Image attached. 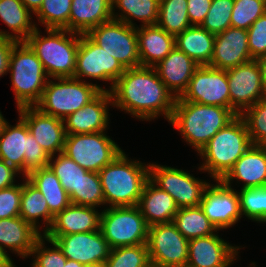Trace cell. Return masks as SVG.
I'll return each mask as SVG.
<instances>
[{
    "label": "cell",
    "instance_id": "1",
    "mask_svg": "<svg viewBox=\"0 0 266 267\" xmlns=\"http://www.w3.org/2000/svg\"><path fill=\"white\" fill-rule=\"evenodd\" d=\"M109 92L113 107L142 121H151L160 115L168 122L172 118L176 97L160 80L154 67L125 69Z\"/></svg>",
    "mask_w": 266,
    "mask_h": 267
},
{
    "label": "cell",
    "instance_id": "2",
    "mask_svg": "<svg viewBox=\"0 0 266 267\" xmlns=\"http://www.w3.org/2000/svg\"><path fill=\"white\" fill-rule=\"evenodd\" d=\"M236 117L229 108L183 101L177 97L170 124L199 153L220 129Z\"/></svg>",
    "mask_w": 266,
    "mask_h": 267
},
{
    "label": "cell",
    "instance_id": "3",
    "mask_svg": "<svg viewBox=\"0 0 266 267\" xmlns=\"http://www.w3.org/2000/svg\"><path fill=\"white\" fill-rule=\"evenodd\" d=\"M105 204L109 207L137 206L149 180V163L128 159L123 151L98 172Z\"/></svg>",
    "mask_w": 266,
    "mask_h": 267
},
{
    "label": "cell",
    "instance_id": "4",
    "mask_svg": "<svg viewBox=\"0 0 266 267\" xmlns=\"http://www.w3.org/2000/svg\"><path fill=\"white\" fill-rule=\"evenodd\" d=\"M42 36L38 27L24 42L42 62L47 76L53 78H73L80 33L66 29H46Z\"/></svg>",
    "mask_w": 266,
    "mask_h": 267
},
{
    "label": "cell",
    "instance_id": "5",
    "mask_svg": "<svg viewBox=\"0 0 266 267\" xmlns=\"http://www.w3.org/2000/svg\"><path fill=\"white\" fill-rule=\"evenodd\" d=\"M252 146L246 124L238 115L198 153L204 160L198 169L208 172L214 180H221Z\"/></svg>",
    "mask_w": 266,
    "mask_h": 267
},
{
    "label": "cell",
    "instance_id": "6",
    "mask_svg": "<svg viewBox=\"0 0 266 267\" xmlns=\"http://www.w3.org/2000/svg\"><path fill=\"white\" fill-rule=\"evenodd\" d=\"M7 73H10L17 109L34 107L39 102L49 77L42 62L24 41L13 46Z\"/></svg>",
    "mask_w": 266,
    "mask_h": 267
},
{
    "label": "cell",
    "instance_id": "7",
    "mask_svg": "<svg viewBox=\"0 0 266 267\" xmlns=\"http://www.w3.org/2000/svg\"><path fill=\"white\" fill-rule=\"evenodd\" d=\"M53 80L48 79L35 107L46 115L63 120L92 101L101 91H109L85 79L83 81L76 78H53Z\"/></svg>",
    "mask_w": 266,
    "mask_h": 267
},
{
    "label": "cell",
    "instance_id": "8",
    "mask_svg": "<svg viewBox=\"0 0 266 267\" xmlns=\"http://www.w3.org/2000/svg\"><path fill=\"white\" fill-rule=\"evenodd\" d=\"M0 159L13 166L24 177L33 170L47 167L50 156L36 142L25 121L19 116L14 126L6 121L2 128Z\"/></svg>",
    "mask_w": 266,
    "mask_h": 267
},
{
    "label": "cell",
    "instance_id": "9",
    "mask_svg": "<svg viewBox=\"0 0 266 267\" xmlns=\"http://www.w3.org/2000/svg\"><path fill=\"white\" fill-rule=\"evenodd\" d=\"M101 212L100 230L111 249L147 244L149 226L138 206L107 207Z\"/></svg>",
    "mask_w": 266,
    "mask_h": 267
},
{
    "label": "cell",
    "instance_id": "10",
    "mask_svg": "<svg viewBox=\"0 0 266 267\" xmlns=\"http://www.w3.org/2000/svg\"><path fill=\"white\" fill-rule=\"evenodd\" d=\"M123 150L105 132L66 135L63 152L87 171L99 172Z\"/></svg>",
    "mask_w": 266,
    "mask_h": 267
},
{
    "label": "cell",
    "instance_id": "11",
    "mask_svg": "<svg viewBox=\"0 0 266 267\" xmlns=\"http://www.w3.org/2000/svg\"><path fill=\"white\" fill-rule=\"evenodd\" d=\"M86 35L125 69L141 66L135 27L112 18L91 28Z\"/></svg>",
    "mask_w": 266,
    "mask_h": 267
},
{
    "label": "cell",
    "instance_id": "12",
    "mask_svg": "<svg viewBox=\"0 0 266 267\" xmlns=\"http://www.w3.org/2000/svg\"><path fill=\"white\" fill-rule=\"evenodd\" d=\"M149 180L169 193L179 208L200 206L204 190L210 184L188 171L154 163H149Z\"/></svg>",
    "mask_w": 266,
    "mask_h": 267
},
{
    "label": "cell",
    "instance_id": "13",
    "mask_svg": "<svg viewBox=\"0 0 266 267\" xmlns=\"http://www.w3.org/2000/svg\"><path fill=\"white\" fill-rule=\"evenodd\" d=\"M147 247L152 267H186L188 240L173 222L149 226Z\"/></svg>",
    "mask_w": 266,
    "mask_h": 267
},
{
    "label": "cell",
    "instance_id": "14",
    "mask_svg": "<svg viewBox=\"0 0 266 267\" xmlns=\"http://www.w3.org/2000/svg\"><path fill=\"white\" fill-rule=\"evenodd\" d=\"M124 71L125 68L118 60L94 43L86 34H80L73 78L82 80L84 77H89L105 82L110 81L111 90Z\"/></svg>",
    "mask_w": 266,
    "mask_h": 267
},
{
    "label": "cell",
    "instance_id": "15",
    "mask_svg": "<svg viewBox=\"0 0 266 267\" xmlns=\"http://www.w3.org/2000/svg\"><path fill=\"white\" fill-rule=\"evenodd\" d=\"M180 98L183 101L230 109L226 70L213 68L208 65L199 66Z\"/></svg>",
    "mask_w": 266,
    "mask_h": 267
},
{
    "label": "cell",
    "instance_id": "16",
    "mask_svg": "<svg viewBox=\"0 0 266 267\" xmlns=\"http://www.w3.org/2000/svg\"><path fill=\"white\" fill-rule=\"evenodd\" d=\"M226 72L229 85L230 109L237 116L266 97L257 60L252 59L235 68L228 69Z\"/></svg>",
    "mask_w": 266,
    "mask_h": 267
},
{
    "label": "cell",
    "instance_id": "17",
    "mask_svg": "<svg viewBox=\"0 0 266 267\" xmlns=\"http://www.w3.org/2000/svg\"><path fill=\"white\" fill-rule=\"evenodd\" d=\"M53 240L67 259L85 267L106 262L111 248L101 230L69 235H45Z\"/></svg>",
    "mask_w": 266,
    "mask_h": 267
},
{
    "label": "cell",
    "instance_id": "18",
    "mask_svg": "<svg viewBox=\"0 0 266 267\" xmlns=\"http://www.w3.org/2000/svg\"><path fill=\"white\" fill-rule=\"evenodd\" d=\"M209 184L204 190L200 207L207 218L219 230L233 227L242 218L236 189L221 180Z\"/></svg>",
    "mask_w": 266,
    "mask_h": 267
},
{
    "label": "cell",
    "instance_id": "19",
    "mask_svg": "<svg viewBox=\"0 0 266 267\" xmlns=\"http://www.w3.org/2000/svg\"><path fill=\"white\" fill-rule=\"evenodd\" d=\"M19 116L25 121L29 132L49 156L62 153L66 131L64 120L46 115L34 107L18 109Z\"/></svg>",
    "mask_w": 266,
    "mask_h": 267
},
{
    "label": "cell",
    "instance_id": "20",
    "mask_svg": "<svg viewBox=\"0 0 266 267\" xmlns=\"http://www.w3.org/2000/svg\"><path fill=\"white\" fill-rule=\"evenodd\" d=\"M239 249L216 233L189 240L186 267H230Z\"/></svg>",
    "mask_w": 266,
    "mask_h": 267
},
{
    "label": "cell",
    "instance_id": "21",
    "mask_svg": "<svg viewBox=\"0 0 266 267\" xmlns=\"http://www.w3.org/2000/svg\"><path fill=\"white\" fill-rule=\"evenodd\" d=\"M109 105L113 106L109 91H101L84 107L64 119L66 135L105 132L109 124Z\"/></svg>",
    "mask_w": 266,
    "mask_h": 267
},
{
    "label": "cell",
    "instance_id": "22",
    "mask_svg": "<svg viewBox=\"0 0 266 267\" xmlns=\"http://www.w3.org/2000/svg\"><path fill=\"white\" fill-rule=\"evenodd\" d=\"M251 60L247 30L229 27L215 35L213 54L208 66L228 70Z\"/></svg>",
    "mask_w": 266,
    "mask_h": 267
},
{
    "label": "cell",
    "instance_id": "23",
    "mask_svg": "<svg viewBox=\"0 0 266 267\" xmlns=\"http://www.w3.org/2000/svg\"><path fill=\"white\" fill-rule=\"evenodd\" d=\"M199 65L184 52L175 48L154 66L160 80L177 98L187 89Z\"/></svg>",
    "mask_w": 266,
    "mask_h": 267
},
{
    "label": "cell",
    "instance_id": "24",
    "mask_svg": "<svg viewBox=\"0 0 266 267\" xmlns=\"http://www.w3.org/2000/svg\"><path fill=\"white\" fill-rule=\"evenodd\" d=\"M233 179L243 182L242 189L266 186V147L249 148L221 181L231 187Z\"/></svg>",
    "mask_w": 266,
    "mask_h": 267
},
{
    "label": "cell",
    "instance_id": "25",
    "mask_svg": "<svg viewBox=\"0 0 266 267\" xmlns=\"http://www.w3.org/2000/svg\"><path fill=\"white\" fill-rule=\"evenodd\" d=\"M101 214L95 207L70 204L58 213L44 235H69L100 230Z\"/></svg>",
    "mask_w": 266,
    "mask_h": 267
},
{
    "label": "cell",
    "instance_id": "26",
    "mask_svg": "<svg viewBox=\"0 0 266 267\" xmlns=\"http://www.w3.org/2000/svg\"><path fill=\"white\" fill-rule=\"evenodd\" d=\"M43 233L23 220L21 216L0 219V248L28 258L32 248Z\"/></svg>",
    "mask_w": 266,
    "mask_h": 267
},
{
    "label": "cell",
    "instance_id": "27",
    "mask_svg": "<svg viewBox=\"0 0 266 267\" xmlns=\"http://www.w3.org/2000/svg\"><path fill=\"white\" fill-rule=\"evenodd\" d=\"M139 27L136 31L141 66L154 67L175 48V36L157 25Z\"/></svg>",
    "mask_w": 266,
    "mask_h": 267
},
{
    "label": "cell",
    "instance_id": "28",
    "mask_svg": "<svg viewBox=\"0 0 266 267\" xmlns=\"http://www.w3.org/2000/svg\"><path fill=\"white\" fill-rule=\"evenodd\" d=\"M137 206L148 226L173 222L179 209L173 197L150 180L146 182Z\"/></svg>",
    "mask_w": 266,
    "mask_h": 267
},
{
    "label": "cell",
    "instance_id": "29",
    "mask_svg": "<svg viewBox=\"0 0 266 267\" xmlns=\"http://www.w3.org/2000/svg\"><path fill=\"white\" fill-rule=\"evenodd\" d=\"M69 31L86 34L113 18L112 0H72Z\"/></svg>",
    "mask_w": 266,
    "mask_h": 267
},
{
    "label": "cell",
    "instance_id": "30",
    "mask_svg": "<svg viewBox=\"0 0 266 267\" xmlns=\"http://www.w3.org/2000/svg\"><path fill=\"white\" fill-rule=\"evenodd\" d=\"M214 42L215 34L201 26H191L175 36V46L199 66L210 64Z\"/></svg>",
    "mask_w": 266,
    "mask_h": 267
},
{
    "label": "cell",
    "instance_id": "31",
    "mask_svg": "<svg viewBox=\"0 0 266 267\" xmlns=\"http://www.w3.org/2000/svg\"><path fill=\"white\" fill-rule=\"evenodd\" d=\"M31 13L21 0H0V18L12 31L0 30V36L24 41L37 28Z\"/></svg>",
    "mask_w": 266,
    "mask_h": 267
},
{
    "label": "cell",
    "instance_id": "32",
    "mask_svg": "<svg viewBox=\"0 0 266 267\" xmlns=\"http://www.w3.org/2000/svg\"><path fill=\"white\" fill-rule=\"evenodd\" d=\"M25 177L43 194L54 217L71 204L66 190L49 166L33 170Z\"/></svg>",
    "mask_w": 266,
    "mask_h": 267
},
{
    "label": "cell",
    "instance_id": "33",
    "mask_svg": "<svg viewBox=\"0 0 266 267\" xmlns=\"http://www.w3.org/2000/svg\"><path fill=\"white\" fill-rule=\"evenodd\" d=\"M22 183V195L20 202L19 216L24 221L33 225L37 230L40 231L39 219L43 220V224L46 225L42 231L43 234L51 227L54 216L48 209V204L43 194L35 187L26 177H24ZM39 224V225H38Z\"/></svg>",
    "mask_w": 266,
    "mask_h": 267
},
{
    "label": "cell",
    "instance_id": "34",
    "mask_svg": "<svg viewBox=\"0 0 266 267\" xmlns=\"http://www.w3.org/2000/svg\"><path fill=\"white\" fill-rule=\"evenodd\" d=\"M160 0H112L113 19L137 28L134 18L141 21V26L156 25L158 21ZM115 8L120 12L115 13ZM133 18V20H132Z\"/></svg>",
    "mask_w": 266,
    "mask_h": 267
},
{
    "label": "cell",
    "instance_id": "35",
    "mask_svg": "<svg viewBox=\"0 0 266 267\" xmlns=\"http://www.w3.org/2000/svg\"><path fill=\"white\" fill-rule=\"evenodd\" d=\"M173 223L188 241L218 231L200 206L179 208Z\"/></svg>",
    "mask_w": 266,
    "mask_h": 267
},
{
    "label": "cell",
    "instance_id": "36",
    "mask_svg": "<svg viewBox=\"0 0 266 267\" xmlns=\"http://www.w3.org/2000/svg\"><path fill=\"white\" fill-rule=\"evenodd\" d=\"M156 25L174 36L191 27L187 0H160Z\"/></svg>",
    "mask_w": 266,
    "mask_h": 267
},
{
    "label": "cell",
    "instance_id": "37",
    "mask_svg": "<svg viewBox=\"0 0 266 267\" xmlns=\"http://www.w3.org/2000/svg\"><path fill=\"white\" fill-rule=\"evenodd\" d=\"M48 166L59 179L69 197L73 193H79L80 178L85 175L87 170L80 167L64 153H58L55 159L54 155L50 156Z\"/></svg>",
    "mask_w": 266,
    "mask_h": 267
},
{
    "label": "cell",
    "instance_id": "38",
    "mask_svg": "<svg viewBox=\"0 0 266 267\" xmlns=\"http://www.w3.org/2000/svg\"><path fill=\"white\" fill-rule=\"evenodd\" d=\"M72 0H44L35 14L45 29H66L69 31V18Z\"/></svg>",
    "mask_w": 266,
    "mask_h": 267
},
{
    "label": "cell",
    "instance_id": "39",
    "mask_svg": "<svg viewBox=\"0 0 266 267\" xmlns=\"http://www.w3.org/2000/svg\"><path fill=\"white\" fill-rule=\"evenodd\" d=\"M106 267H152L147 244L113 248Z\"/></svg>",
    "mask_w": 266,
    "mask_h": 267
},
{
    "label": "cell",
    "instance_id": "40",
    "mask_svg": "<svg viewBox=\"0 0 266 267\" xmlns=\"http://www.w3.org/2000/svg\"><path fill=\"white\" fill-rule=\"evenodd\" d=\"M237 193L241 215L257 223H266V186L241 188Z\"/></svg>",
    "mask_w": 266,
    "mask_h": 267
},
{
    "label": "cell",
    "instance_id": "41",
    "mask_svg": "<svg viewBox=\"0 0 266 267\" xmlns=\"http://www.w3.org/2000/svg\"><path fill=\"white\" fill-rule=\"evenodd\" d=\"M70 202L76 205L100 207L105 206L103 189L97 172L87 171L81 176L79 183V193H73Z\"/></svg>",
    "mask_w": 266,
    "mask_h": 267
},
{
    "label": "cell",
    "instance_id": "42",
    "mask_svg": "<svg viewBox=\"0 0 266 267\" xmlns=\"http://www.w3.org/2000/svg\"><path fill=\"white\" fill-rule=\"evenodd\" d=\"M245 122L253 145L266 147V97L239 115Z\"/></svg>",
    "mask_w": 266,
    "mask_h": 267
},
{
    "label": "cell",
    "instance_id": "43",
    "mask_svg": "<svg viewBox=\"0 0 266 267\" xmlns=\"http://www.w3.org/2000/svg\"><path fill=\"white\" fill-rule=\"evenodd\" d=\"M266 13V0H234L231 27L248 28Z\"/></svg>",
    "mask_w": 266,
    "mask_h": 267
},
{
    "label": "cell",
    "instance_id": "44",
    "mask_svg": "<svg viewBox=\"0 0 266 267\" xmlns=\"http://www.w3.org/2000/svg\"><path fill=\"white\" fill-rule=\"evenodd\" d=\"M234 0H212L211 7L201 24L208 32L218 34L231 27Z\"/></svg>",
    "mask_w": 266,
    "mask_h": 267
},
{
    "label": "cell",
    "instance_id": "45",
    "mask_svg": "<svg viewBox=\"0 0 266 267\" xmlns=\"http://www.w3.org/2000/svg\"><path fill=\"white\" fill-rule=\"evenodd\" d=\"M45 241L51 243L52 247L46 248ZM45 244V245H44ZM33 257L32 267H64L67 258L62 253L58 245L45 237L43 234L32 248L30 257Z\"/></svg>",
    "mask_w": 266,
    "mask_h": 267
},
{
    "label": "cell",
    "instance_id": "46",
    "mask_svg": "<svg viewBox=\"0 0 266 267\" xmlns=\"http://www.w3.org/2000/svg\"><path fill=\"white\" fill-rule=\"evenodd\" d=\"M247 33L251 58L257 60L266 54V13L248 28Z\"/></svg>",
    "mask_w": 266,
    "mask_h": 267
},
{
    "label": "cell",
    "instance_id": "47",
    "mask_svg": "<svg viewBox=\"0 0 266 267\" xmlns=\"http://www.w3.org/2000/svg\"><path fill=\"white\" fill-rule=\"evenodd\" d=\"M22 195V183L0 189V219L18 217Z\"/></svg>",
    "mask_w": 266,
    "mask_h": 267
},
{
    "label": "cell",
    "instance_id": "48",
    "mask_svg": "<svg viewBox=\"0 0 266 267\" xmlns=\"http://www.w3.org/2000/svg\"><path fill=\"white\" fill-rule=\"evenodd\" d=\"M211 4L212 0H187V13L192 26H201Z\"/></svg>",
    "mask_w": 266,
    "mask_h": 267
},
{
    "label": "cell",
    "instance_id": "49",
    "mask_svg": "<svg viewBox=\"0 0 266 267\" xmlns=\"http://www.w3.org/2000/svg\"><path fill=\"white\" fill-rule=\"evenodd\" d=\"M17 42L12 38L0 36V77L8 72L10 53Z\"/></svg>",
    "mask_w": 266,
    "mask_h": 267
},
{
    "label": "cell",
    "instance_id": "50",
    "mask_svg": "<svg viewBox=\"0 0 266 267\" xmlns=\"http://www.w3.org/2000/svg\"><path fill=\"white\" fill-rule=\"evenodd\" d=\"M21 173L13 166L0 159V189L15 185V177Z\"/></svg>",
    "mask_w": 266,
    "mask_h": 267
},
{
    "label": "cell",
    "instance_id": "51",
    "mask_svg": "<svg viewBox=\"0 0 266 267\" xmlns=\"http://www.w3.org/2000/svg\"><path fill=\"white\" fill-rule=\"evenodd\" d=\"M24 6L34 14H36L41 8L44 0H21Z\"/></svg>",
    "mask_w": 266,
    "mask_h": 267
},
{
    "label": "cell",
    "instance_id": "52",
    "mask_svg": "<svg viewBox=\"0 0 266 267\" xmlns=\"http://www.w3.org/2000/svg\"><path fill=\"white\" fill-rule=\"evenodd\" d=\"M258 65L260 67L262 86L266 92V54L257 59Z\"/></svg>",
    "mask_w": 266,
    "mask_h": 267
},
{
    "label": "cell",
    "instance_id": "53",
    "mask_svg": "<svg viewBox=\"0 0 266 267\" xmlns=\"http://www.w3.org/2000/svg\"><path fill=\"white\" fill-rule=\"evenodd\" d=\"M9 255L0 248V267H11L14 264Z\"/></svg>",
    "mask_w": 266,
    "mask_h": 267
},
{
    "label": "cell",
    "instance_id": "54",
    "mask_svg": "<svg viewBox=\"0 0 266 267\" xmlns=\"http://www.w3.org/2000/svg\"><path fill=\"white\" fill-rule=\"evenodd\" d=\"M64 267H85V266L80 264L77 261H74V260H71V259H67Z\"/></svg>",
    "mask_w": 266,
    "mask_h": 267
},
{
    "label": "cell",
    "instance_id": "55",
    "mask_svg": "<svg viewBox=\"0 0 266 267\" xmlns=\"http://www.w3.org/2000/svg\"><path fill=\"white\" fill-rule=\"evenodd\" d=\"M6 122V119L4 118V116L2 115L1 111H0V134H1V131H2V128L4 126Z\"/></svg>",
    "mask_w": 266,
    "mask_h": 267
},
{
    "label": "cell",
    "instance_id": "56",
    "mask_svg": "<svg viewBox=\"0 0 266 267\" xmlns=\"http://www.w3.org/2000/svg\"><path fill=\"white\" fill-rule=\"evenodd\" d=\"M87 267H106L105 262L104 263H100V264H94V265H90Z\"/></svg>",
    "mask_w": 266,
    "mask_h": 267
}]
</instances>
